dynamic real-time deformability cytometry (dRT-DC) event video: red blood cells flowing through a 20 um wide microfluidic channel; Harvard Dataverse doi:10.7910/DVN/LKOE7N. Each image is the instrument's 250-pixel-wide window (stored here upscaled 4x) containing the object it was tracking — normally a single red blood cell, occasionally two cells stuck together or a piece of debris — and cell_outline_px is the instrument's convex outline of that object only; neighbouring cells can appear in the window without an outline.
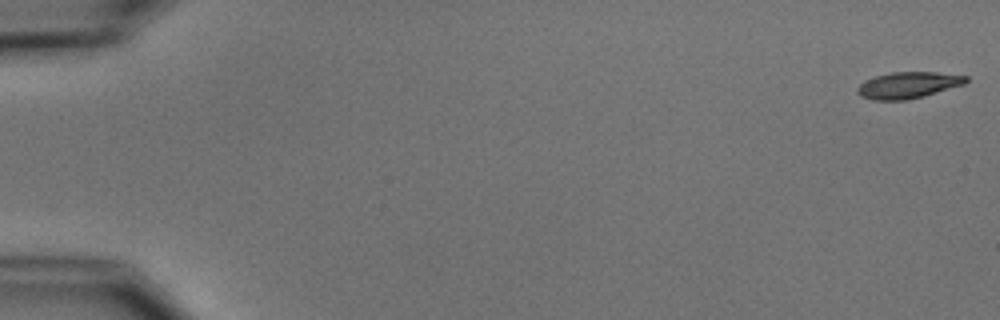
{"species": "common noctule bat (a hibernating species)", "species_latin": "Nyctalus noctula", "temperature_condition": "cold", "stored_images_in_passage": 54, "camera_frame_rate_fps": 3000, "um_per_image_px": 0.085, "animal": {"sex": "male", "body_mass_g": 15.6}, "frame": {"image": 1, "passage_image": 1, "time_ms": 0.0, "image_size_px": [1000, 320], "cell_outline_px": [[968, 80], [964, 84], [924, 96], [908, 100], [872, 100], [860, 96], [856, 92], [856, 88], [864, 80], [876, 76], [892, 72], [936, 72], [968, 76]], "centroid_in_image_um": [77.16, 7.24], "position_along_channel_um": 7.8, "area_um2": 16.76}}
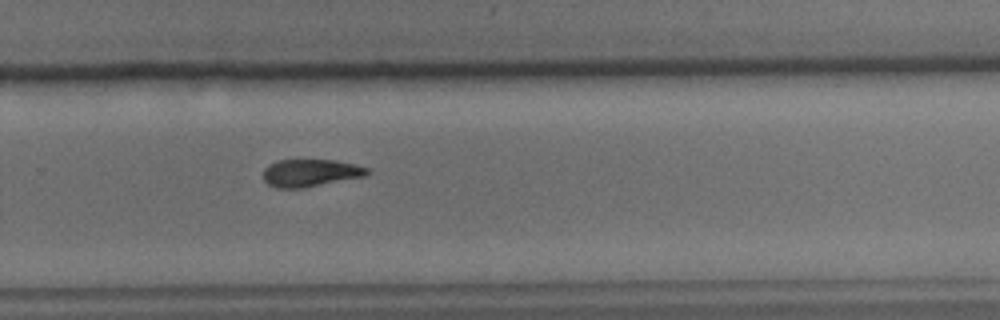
{"frame": {"image": 2, "passage_image": 37, "time_ms": 12.0, "image_size_px": [1000, 320], "cell_outline_px": [[372, 172], [364, 176], [304, 188], [276, 188], [268, 184], [264, 180], [264, 168], [268, 164], [276, 160], [336, 160], [356, 164], [368, 168]], "centroid_in_image_um": [26.39, 14.69], "position_along_channel_um": 303.4, "area_um2": 16.76}}
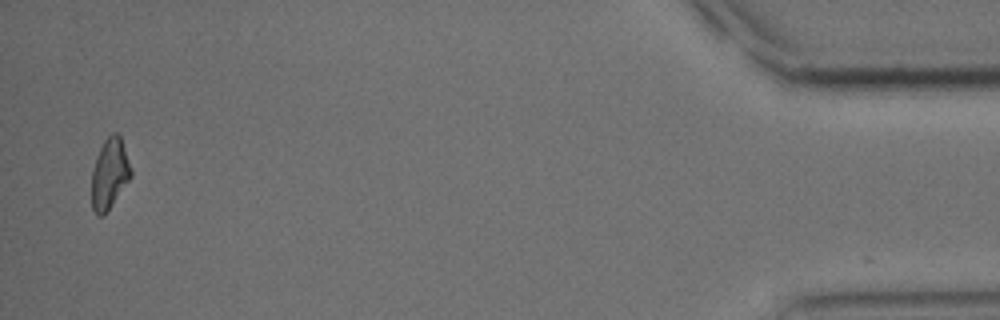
{"frame": {"image": 3, "passage_image": 53, "time_ms": 17.333, "image_size_px": [1000, 320], "cell_outline_px": [[132, 176], [104, 216], [96, 216], [92, 208], [92, 168], [96, 156], [104, 140], [112, 132], [116, 132], [120, 136], [132, 168]], "centroid_in_image_um": [9.31, 14.77], "position_along_channel_um": 425.9, "area_um2": 16.3}, "authors_computed_cell_mechanics": {"area_um2": 17.2822, "velocity_mm_per_s": 3.7624, "shape_relaxation_time_tau1_ms": 3.2889, "shape_relaxation_time_tau2_ms": 5.0011, "deformation_change_tau1": 0.1353, "deformation_change_tau2": 0.1144}}